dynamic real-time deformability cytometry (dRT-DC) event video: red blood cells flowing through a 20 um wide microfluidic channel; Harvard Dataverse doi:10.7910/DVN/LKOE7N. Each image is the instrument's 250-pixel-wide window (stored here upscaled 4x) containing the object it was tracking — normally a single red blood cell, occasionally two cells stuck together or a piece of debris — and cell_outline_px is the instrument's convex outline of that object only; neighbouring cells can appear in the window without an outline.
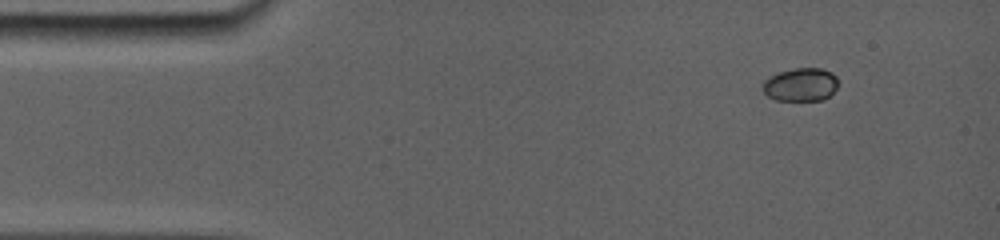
{"species": "common noctule bat (a hibernating species)", "species_latin": "Nyctalus noctula", "temperature_condition": "room temperature", "stored_images_in_passage": 14, "camera_frame_rate_fps": 5000, "um_per_image_px": 0.085, "animal": {"sex": "female", "body_mass_g": 19.0, "forearm_length_mm": 56.7}, "frame": {"image": 1, "passage_image": 4, "time_ms": 1.2, "image_size_px": [1000, 240], "cell_outline_px": [[836, 88], [824, 100], [776, 100], [768, 96], [760, 88], [760, 84], [768, 76], [792, 68], [820, 68], [832, 72], [836, 76]], "centroid_in_image_um": [68.0, 7.18], "position_along_channel_um": 17.0, "area_um2": 14.74}}
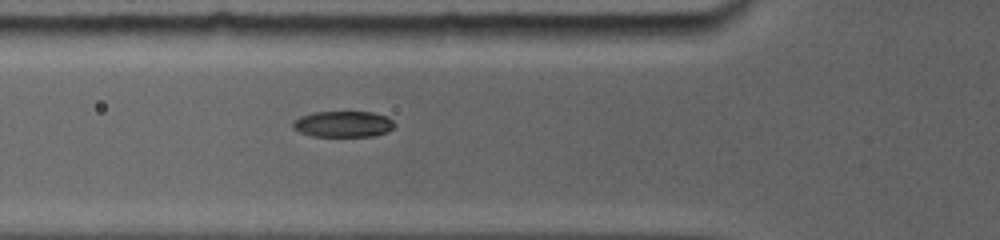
{"frame": {"image": 2, "passage_image": 13, "time_ms": 5.4, "image_size_px": [1000, 240], "cell_outline_px": [[392, 128], [384, 132], [372, 136], [312, 136], [300, 132], [292, 124], [300, 116], [312, 112], [372, 112], [388, 116], [392, 120]], "centroid_in_image_um": [29.16, 10.53], "position_along_channel_um": 96.6, "area_um2": 15.14}}
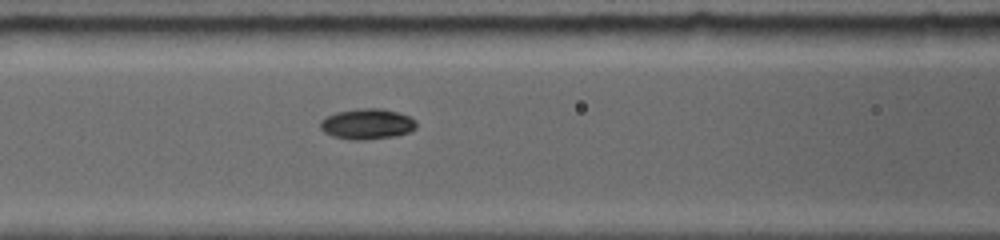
{"frame": {"image": 3, "passage_image": 14, "time_ms": 6.4, "image_size_px": [1000, 240], "cell_outline_px": [[416, 124], [408, 132], [392, 136], [336, 136], [324, 132], [320, 128], [320, 120], [336, 112], [360, 108], [380, 108], [396, 112], [408, 116]], "centroid_in_image_um": [31.16, 10.46], "position_along_channel_um": 135.4, "area_um2": 15.66}}